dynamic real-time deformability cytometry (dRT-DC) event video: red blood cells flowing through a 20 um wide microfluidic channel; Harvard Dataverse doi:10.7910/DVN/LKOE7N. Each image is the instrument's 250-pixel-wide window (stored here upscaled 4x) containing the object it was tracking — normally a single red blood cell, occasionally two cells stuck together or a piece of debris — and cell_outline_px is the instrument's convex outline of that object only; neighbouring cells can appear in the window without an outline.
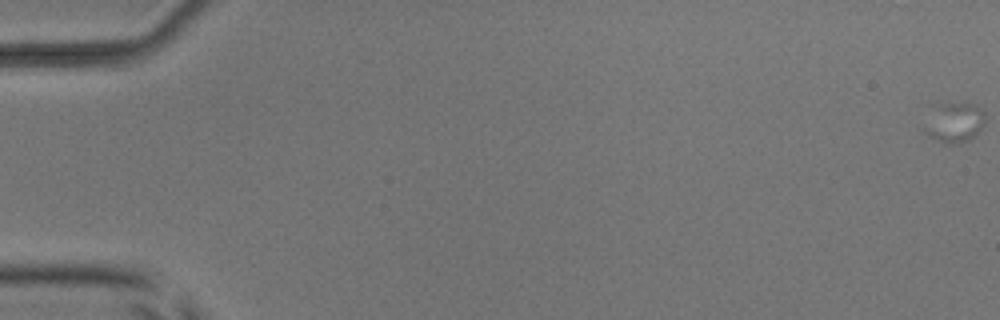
{"species": "common noctule bat (a hibernating species)", "species_latin": "Nyctalus noctula", "temperature_condition": "room temperature", "stored_images_in_passage": 11, "camera_frame_rate_fps": 3000, "um_per_image_px": 0.085, "animal": {"sex": "male", "body_mass_g": 17.9, "forearm_length_mm": 54.2}, "frame": {"image": 1, "passage_image": 1, "time_ms": 0.0, "image_size_px": [1000, 320], "cell_outline_px": [[984, 124], [968, 140], [952, 144], [944, 144], [928, 136], [920, 128], [940, 104], [948, 100], [968, 104], [984, 112]], "centroid_in_image_um": [81.05, 10.42], "position_along_channel_um": 3.9, "area_um2": 13.93}}